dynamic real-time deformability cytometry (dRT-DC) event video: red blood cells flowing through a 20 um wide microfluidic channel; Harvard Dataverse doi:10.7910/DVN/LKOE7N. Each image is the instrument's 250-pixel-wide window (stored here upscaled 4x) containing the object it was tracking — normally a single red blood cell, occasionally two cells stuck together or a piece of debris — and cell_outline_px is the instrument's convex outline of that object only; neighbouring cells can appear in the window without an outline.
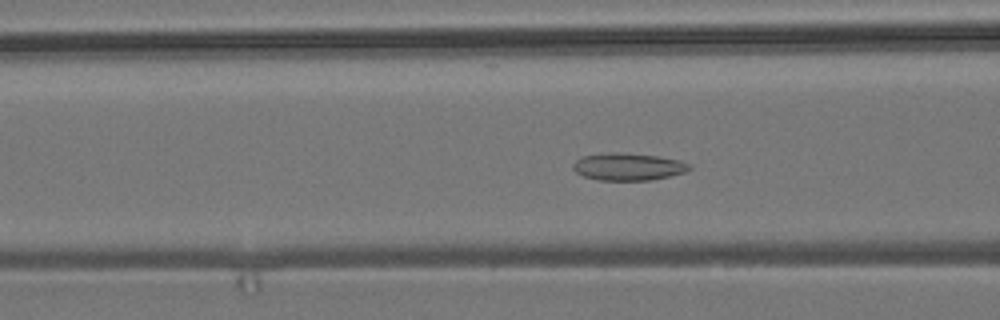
{"species": "common noctule bat (a hibernating species)", "species_latin": "Nyctalus noctula", "temperature_condition": "room temperature", "stored_images_in_passage": 55, "camera_frame_rate_fps": 3000, "um_per_image_px": 0.085, "animal": {"sex": "male", "body_mass_g": 19.2, "forearm_length_mm": 51.8}, "frame": {"image": 1, "passage_image": 21, "time_ms": 6.667, "image_size_px": [1000, 320], "cell_outline_px": [[692, 168], [684, 172], [652, 180], [600, 180], [584, 176], [576, 172], [572, 168], [572, 164], [576, 160], [584, 156], [608, 152], [624, 152], [656, 156], [680, 160], [692, 164]], "centroid_in_image_um": [53.4, 14.16], "position_along_channel_um": 113.2, "area_um2": 18.55}}
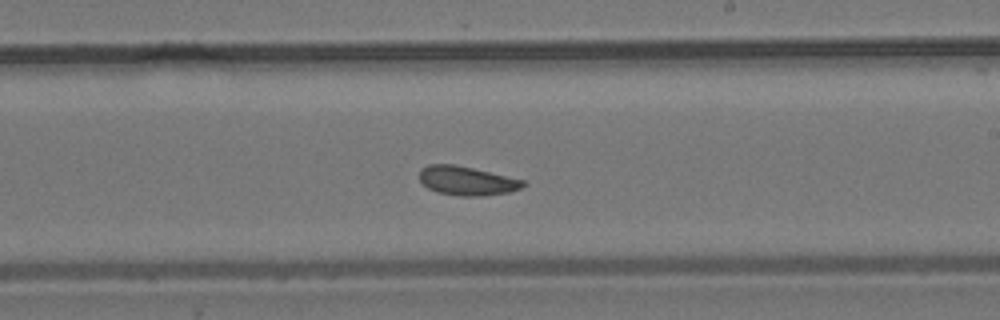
{"frame": {"image": 2, "passage_image": 32, "time_ms": 10.333, "image_size_px": [1000, 320], "cell_outline_px": [[528, 184], [520, 188], [508, 192], [484, 196], [460, 196], [436, 192], [428, 188], [420, 180], [420, 168], [428, 164], [456, 164], [524, 180]], "centroid_in_image_um": [39.67, 15.36], "position_along_channel_um": 249.3, "area_um2": 17.57}}
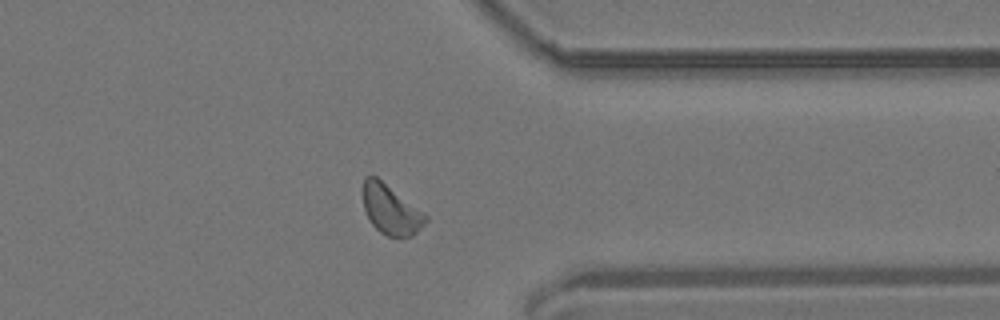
{"frame": {"image": 3, "passage_image": 43, "time_ms": 14.0, "image_size_px": [1000, 320], "cell_outline_px": [[428, 220], [412, 236], [388, 236], [380, 232], [372, 224], [364, 208], [364, 176], [376, 176], [428, 216]], "centroid_in_image_um": [33.22, 17.82], "position_along_channel_um": 378.2, "area_um2": 17.57}, "authors_computed_cell_mechanics": {"area_um2": 17.918, "velocity_mm_per_s": 3.7097, "shape_relaxation_time_tau1_ms": null, "shape_relaxation_time_tau2_ms": 4.7143, "deformation_change_tau1": null, "deformation_change_tau2": 0.0864}}